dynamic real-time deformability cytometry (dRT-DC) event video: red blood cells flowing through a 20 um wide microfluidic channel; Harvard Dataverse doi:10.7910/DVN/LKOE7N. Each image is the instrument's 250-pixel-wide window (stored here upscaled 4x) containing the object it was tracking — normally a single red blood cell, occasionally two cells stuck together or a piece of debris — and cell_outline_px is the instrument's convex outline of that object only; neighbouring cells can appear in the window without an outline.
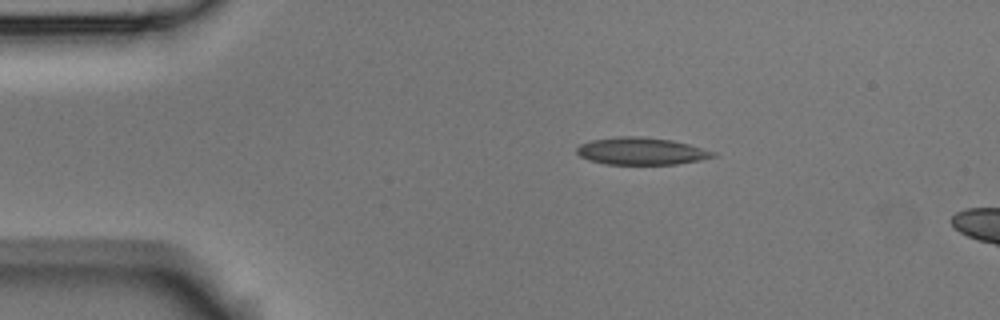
{"species": "Egyptian fruit bat (a non-hibernating species)", "species_latin": "Rousettus aegyptiacus", "temperature_condition": "room temperature", "stored_images_in_passage": 12, "segment_of_instrument_passage": [1, 2], "camera_frame_rate_fps": 3000, "um_per_image_px": 0.085, "animal": {"sex": "male"}, "frame": {"image": 1, "passage_image": 1, "time_ms": 0.0, "image_size_px": [1000, 320], "cell_outline_px": [[720, 156], [700, 160], [676, 164], [604, 164], [588, 160], [580, 156], [576, 152], [576, 148], [580, 144], [592, 140], [616, 136], [640, 136], [672, 140], [688, 144], [716, 152]], "centroid_in_image_um": [54.51, 12.85], "position_along_channel_um": 30.5, "area_um2": 21.79}}
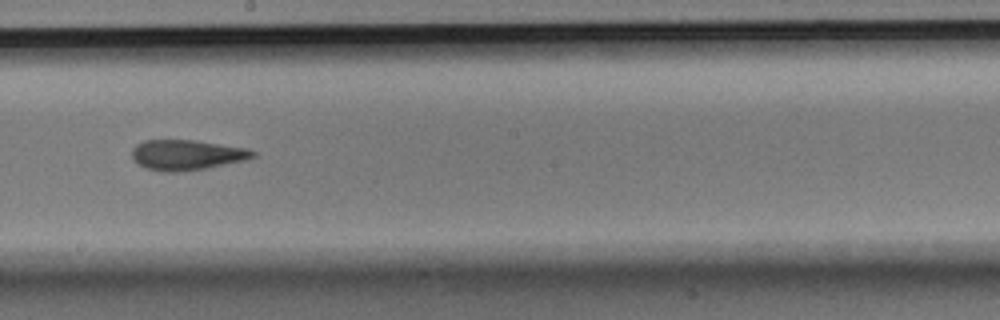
{"frame": {"image": 2, "passage_image": 6, "time_ms": 1.667, "image_size_px": [1000, 320], "cell_outline_px": [[256, 156], [248, 160], [208, 168], [180, 172], [164, 172], [144, 168], [132, 160], [132, 148], [136, 144], [144, 140], [196, 140], [248, 148], [256, 152]], "centroid_in_image_um": [15.88, 13.17], "position_along_channel_um": 232.3, "area_um2": 21.79}}
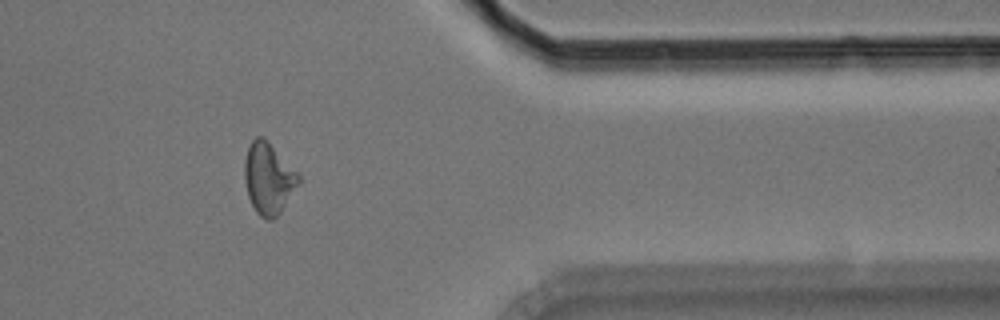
{"frame": {"image": 3, "passage_image": 10, "time_ms": 3.0, "image_size_px": [1000, 320], "cell_outline_px": [[300, 184], [280, 212], [272, 220], [268, 220], [260, 216], [256, 212], [248, 196], [244, 180], [244, 160], [248, 148], [252, 140], [256, 136], [264, 136], [268, 140], [300, 176]], "centroid_in_image_um": [22.81, 15.16], "position_along_channel_um": 388.6, "area_um2": 22.48}}